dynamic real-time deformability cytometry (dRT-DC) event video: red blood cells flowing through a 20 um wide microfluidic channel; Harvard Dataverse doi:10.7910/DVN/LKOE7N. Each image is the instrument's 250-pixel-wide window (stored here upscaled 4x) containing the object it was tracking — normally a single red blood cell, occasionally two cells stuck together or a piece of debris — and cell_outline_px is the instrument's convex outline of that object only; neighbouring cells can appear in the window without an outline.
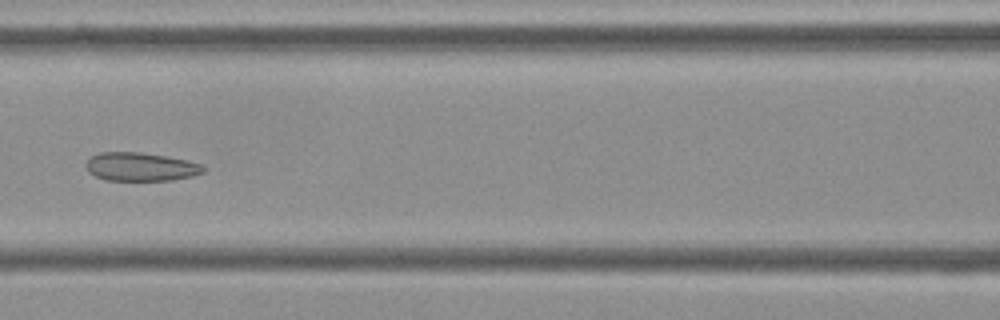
{"species": "Egyptian fruit bat (a non-hibernating species)", "species_latin": "Rousettus aegyptiacus", "temperature_condition": "cold", "stored_images_in_passage": 7, "camera_frame_rate_fps": 3000, "um_per_image_px": 0.085, "frame": {"image": 1, "passage_image": 7, "time_ms": 2.0, "image_size_px": [1000, 320], "cell_outline_px": [[204, 172], [192, 176], [172, 180], [104, 180], [88, 172], [84, 164], [92, 156], [100, 152], [140, 152], [168, 156], [188, 160], [200, 164], [204, 168]], "centroid_in_image_um": [11.94, 14.17], "position_along_channel_um": 154.7, "area_um2": 19.54}}